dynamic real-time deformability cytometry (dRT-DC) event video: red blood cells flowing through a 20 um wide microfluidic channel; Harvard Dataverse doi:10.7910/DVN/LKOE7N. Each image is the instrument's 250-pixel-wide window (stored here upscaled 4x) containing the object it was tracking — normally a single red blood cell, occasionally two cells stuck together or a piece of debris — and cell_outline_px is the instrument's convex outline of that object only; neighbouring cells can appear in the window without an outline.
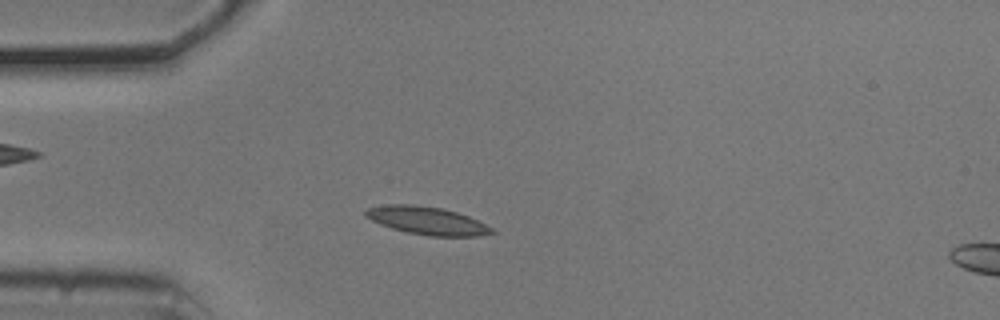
{"species": "common noctule bat (a hibernating species)", "species_latin": "Nyctalus noctula", "temperature_condition": "cold", "stored_images_in_passage": 51, "camera_frame_rate_fps": 3000, "um_per_image_px": 0.085, "animal": {"sex": "male", "body_mass_g": 20.5, "forearm_length_mm": 52.5}, "frame": {"image": 1, "passage_image": 11, "time_ms": 3.333, "image_size_px": [1000, 320], "cell_outline_px": [[496, 232], [476, 236], [428, 236], [408, 232], [392, 228], [380, 224], [364, 216], [364, 212], [368, 208], [388, 204], [412, 204], [444, 208], [468, 216], [492, 228]], "centroid_in_image_um": [36.27, 18.75], "position_along_channel_um": 48.7, "area_um2": 20.35}}
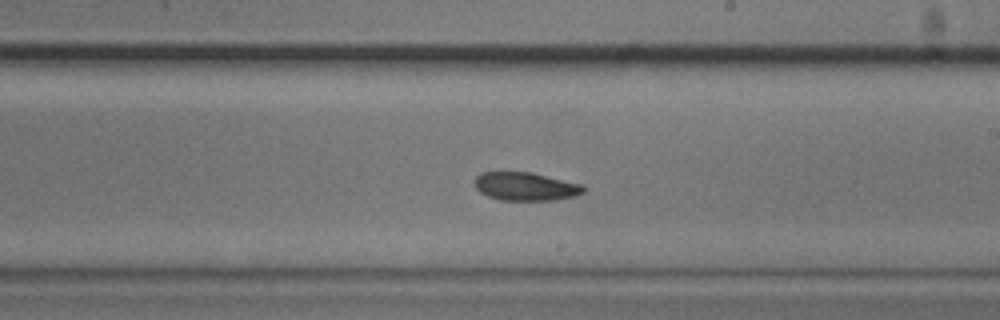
{"frame": {"image": 2, "passage_image": 28, "time_ms": 9.0, "image_size_px": [1000, 320], "cell_outline_px": [[588, 188], [584, 192], [576, 196], [556, 200], [500, 200], [488, 196], [480, 192], [476, 188], [476, 176], [480, 172], [532, 172], [584, 184]], "centroid_in_image_um": [44.75, 15.85], "position_along_channel_um": 244.3, "area_um2": 18.21}}
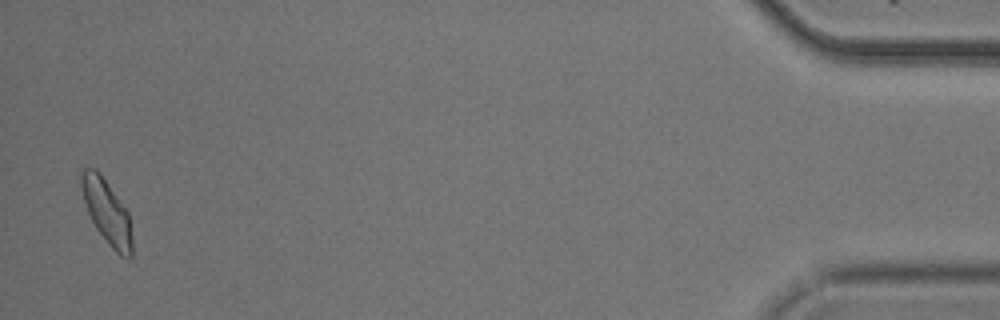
{"frame": {"image": 3, "passage_image": 50, "time_ms": 16.333, "image_size_px": [1000, 320], "cell_outline_px": [[132, 260], [128, 260], [120, 256], [108, 244], [96, 228], [88, 212], [84, 200], [80, 184], [80, 172], [84, 168], [96, 168], [100, 172], [128, 212], [132, 236]], "centroid_in_image_um": [9.09, 18.02], "position_along_channel_um": 426.1, "area_um2": 19.07}, "authors_computed_cell_mechanics": {"area_um2": 18.7272, "velocity_mm_per_s": 3.6829, "shape_relaxation_time_tau1_ms": 5.6928, "shape_relaxation_time_tau2_ms": 4.6126, "deformation_change_tau1": 0.1504, "deformation_change_tau2": 0.0903}}